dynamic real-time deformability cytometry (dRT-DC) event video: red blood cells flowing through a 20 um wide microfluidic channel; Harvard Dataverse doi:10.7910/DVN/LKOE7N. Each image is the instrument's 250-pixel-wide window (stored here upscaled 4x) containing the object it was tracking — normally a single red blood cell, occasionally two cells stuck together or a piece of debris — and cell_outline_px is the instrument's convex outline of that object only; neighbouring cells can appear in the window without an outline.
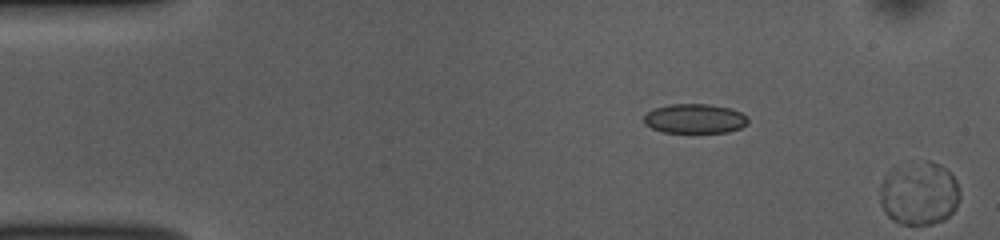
{"species": "common noctule bat (a hibernating species)", "species_latin": "Nyctalus noctula", "temperature_condition": "room temperature", "stored_images_in_passage": 9, "segment_of_instrument_passage": [2, 2], "camera_frame_rate_fps": 3000, "um_per_image_px": 0.085, "animal": {"sex": "female", "body_mass_g": 10.0, "forearm_length_mm": 53.1}, "frame": {"image": 1, "passage_image": 9, "time_ms": 2.667, "image_size_px": [1000, 240], "cell_outline_px": [[960, 200], [956, 208], [944, 220], [932, 224], [900, 224], [892, 220], [884, 212], [880, 204], [880, 184], [884, 176], [892, 168], [928, 160], [940, 164], [952, 172], [960, 188]], "centroid_in_image_um": [78.14, 16.44], "position_along_channel_um": 6.9, "area_um2": 30.0}}